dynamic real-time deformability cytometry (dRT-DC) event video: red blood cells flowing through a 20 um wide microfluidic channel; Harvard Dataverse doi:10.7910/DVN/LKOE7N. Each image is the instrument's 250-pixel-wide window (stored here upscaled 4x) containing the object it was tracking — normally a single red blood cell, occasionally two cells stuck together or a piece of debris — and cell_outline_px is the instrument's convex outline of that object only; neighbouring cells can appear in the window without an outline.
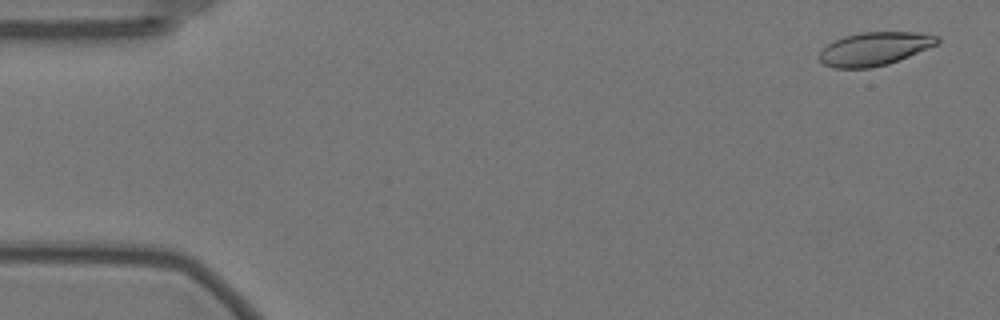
{"species": "Egyptian fruit bat (a non-hibernating species)", "species_latin": "Rousettus aegyptiacus", "temperature_condition": "warm", "stored_images_in_passage": 58, "camera_frame_rate_fps": 3000, "um_per_image_px": 0.085, "animal": {"sex": "female"}, "frame": {"image": 1, "passage_image": 3, "time_ms": 0.667, "image_size_px": [1000, 320], "cell_outline_px": [[940, 40], [936, 44], [908, 56], [888, 64], [872, 68], [836, 68], [824, 64], [820, 60], [820, 52], [828, 44], [844, 36], [860, 32], [916, 32], [940, 36]], "centroid_in_image_um": [74.34, 4.14], "position_along_channel_um": 10.7, "area_um2": 22.66}}
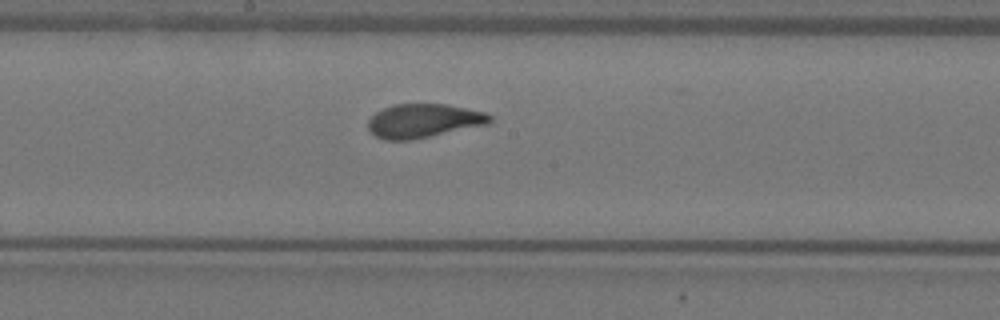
{"frame": {"image": 2, "passage_image": 31, "time_ms": 10.0, "image_size_px": [1000, 320], "cell_outline_px": [[492, 120], [488, 124], [412, 140], [384, 140], [376, 136], [368, 128], [368, 120], [376, 112], [384, 108], [396, 104], [448, 104], [484, 112], [492, 116]], "centroid_in_image_um": [36.0, 10.27], "position_along_channel_um": 212.2, "area_um2": 23.93}}
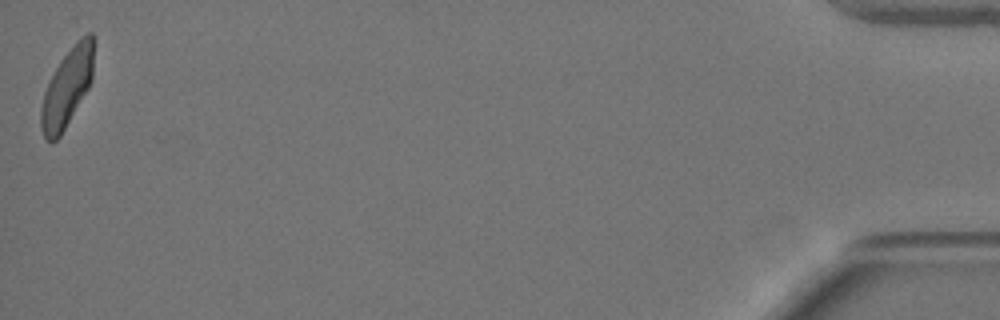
{"frame": {"image": 3, "passage_image": 58, "time_ms": 19.0, "image_size_px": [1000, 320], "cell_outline_px": [[92, 80], [88, 88], [60, 136], [52, 144], [44, 140], [40, 128], [40, 108], [44, 92], [60, 60], [88, 32], [92, 32]], "centroid_in_image_um": [5.64, 7.57], "position_along_channel_um": 429.6, "area_um2": 23.35}, "authors_computed_cell_mechanics": {"area_um2": 24.0737, "velocity_mm_per_s": 3.5003, "shape_relaxation_time_tau1_ms": 3.7041, "shape_relaxation_time_tau2_ms": 1.2432, "deformation_change_tau1": 0.1766, "deformation_change_tau2": 0.0461}}